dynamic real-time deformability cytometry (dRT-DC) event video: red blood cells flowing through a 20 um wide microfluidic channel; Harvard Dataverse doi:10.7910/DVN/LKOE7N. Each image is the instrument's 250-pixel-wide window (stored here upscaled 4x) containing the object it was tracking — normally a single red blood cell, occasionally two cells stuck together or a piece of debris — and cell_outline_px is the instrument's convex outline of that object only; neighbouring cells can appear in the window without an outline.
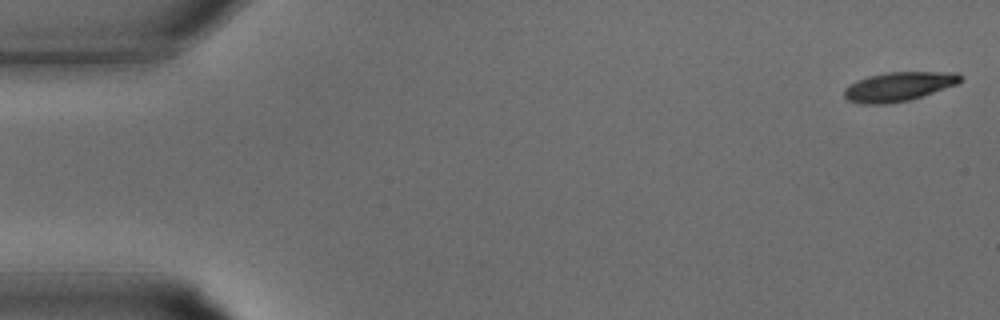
{"species": "common noctule bat (a hibernating species)", "species_latin": "Nyctalus noctula", "temperature_condition": "warm", "stored_images_in_passage": 33, "camera_frame_rate_fps": 3000, "um_per_image_px": 0.085, "animal": {"sex": "male", "body_mass_g": 15.6}, "frame": {"image": 1, "passage_image": 1, "time_ms": 0.0, "image_size_px": [1000, 320], "cell_outline_px": [[960, 80], [956, 84], [908, 100], [888, 104], [860, 104], [848, 100], [844, 96], [844, 88], [848, 84], [856, 80], [868, 76], [884, 72], [956, 72], [960, 76]], "centroid_in_image_um": [76.29, 7.35], "position_along_channel_um": 8.7, "area_um2": 19.59}}
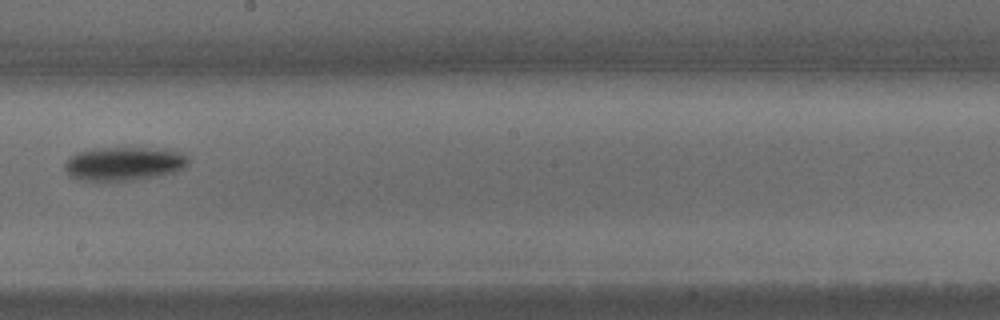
{"frame": {"image": 2, "passage_image": 19, "time_ms": 6.0, "image_size_px": [1000, 320], "cell_outline_px": [[188, 164], [184, 168], [160, 176], [132, 180], [100, 184], [76, 180], [68, 176], [64, 168], [64, 164], [72, 156], [80, 152], [104, 148], [172, 148], [188, 156]], "centroid_in_image_um": [10.53, 13.96], "position_along_channel_um": 237.7, "area_um2": 25.09}}
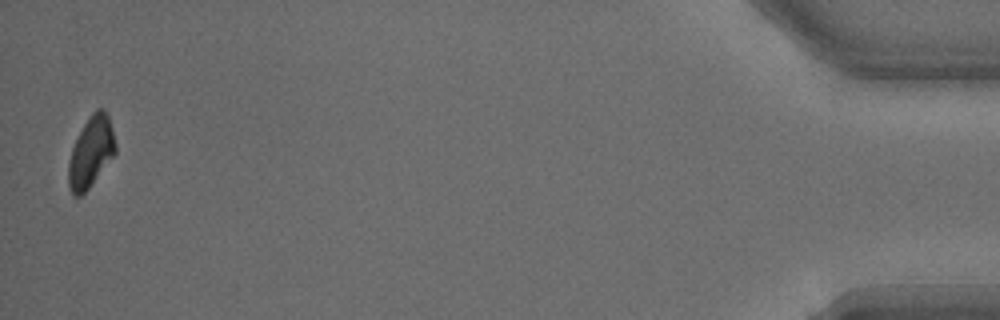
{"frame": {"image": 3, "passage_image": 33, "time_ms": 10.667, "image_size_px": [1000, 320], "cell_outline_px": [[116, 152], [88, 188], [80, 196], [72, 196], [68, 188], [68, 164], [72, 148], [84, 124], [92, 112], [96, 108], [104, 108], [108, 116], [112, 128], [116, 144]], "centroid_in_image_um": [7.72, 12.92], "position_along_channel_um": 427.5, "area_um2": 19.13}}